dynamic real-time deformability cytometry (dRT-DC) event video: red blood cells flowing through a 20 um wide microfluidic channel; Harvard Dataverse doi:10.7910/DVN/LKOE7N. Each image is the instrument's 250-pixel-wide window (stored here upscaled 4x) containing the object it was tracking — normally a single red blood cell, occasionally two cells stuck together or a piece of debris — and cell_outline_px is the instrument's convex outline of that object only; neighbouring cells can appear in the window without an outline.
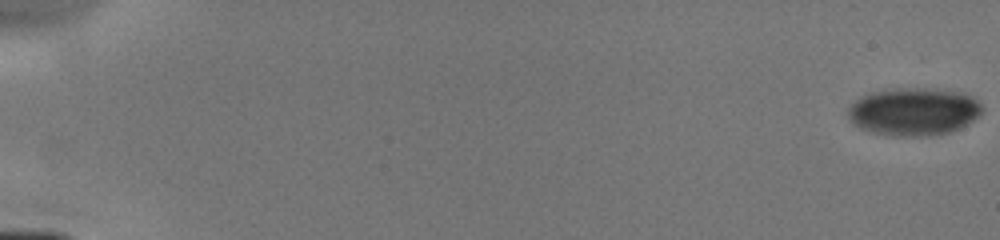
{"species": "human", "species_latin": "Homo sapiens", "temperature_condition": "cold", "stored_images_in_passage": 7, "camera_frame_rate_fps": 3000, "um_per_image_px": 0.085, "donor": {"sex": "male"}, "frame": {"image": 1, "passage_image": 1, "time_ms": 0.0, "image_size_px": [1000, 240], "cell_outline_px": [[984, 108], [972, 120], [948, 132], [928, 136], [892, 136], [872, 132], [860, 128], [852, 124], [848, 116], [848, 108], [860, 96], [872, 92], [900, 88], [924, 88], [960, 92], [972, 96]], "centroid_in_image_um": [77.61, 9.48], "position_along_channel_um": 7.4, "area_um2": 36.99}}
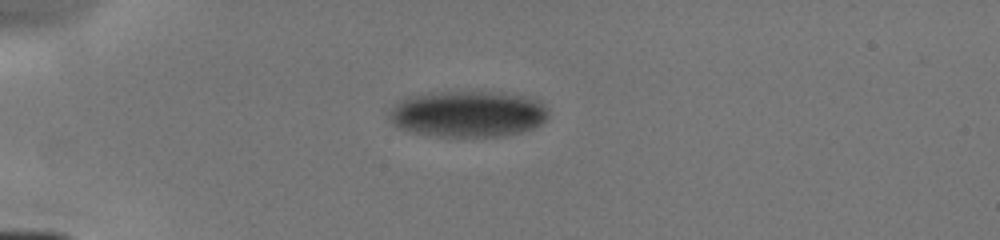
{"frame": {"image": 2, "passage_image": 6, "time_ms": 4.667, "image_size_px": [1000, 240], "cell_outline_px": [[548, 120], [536, 128], [504, 136], [428, 136], [412, 132], [400, 128], [392, 124], [388, 116], [388, 112], [404, 96], [428, 92], [500, 92], [536, 96], [548, 108]], "centroid_in_image_um": [39.82, 9.67], "position_along_channel_um": 45.2, "area_um2": 43.99}}